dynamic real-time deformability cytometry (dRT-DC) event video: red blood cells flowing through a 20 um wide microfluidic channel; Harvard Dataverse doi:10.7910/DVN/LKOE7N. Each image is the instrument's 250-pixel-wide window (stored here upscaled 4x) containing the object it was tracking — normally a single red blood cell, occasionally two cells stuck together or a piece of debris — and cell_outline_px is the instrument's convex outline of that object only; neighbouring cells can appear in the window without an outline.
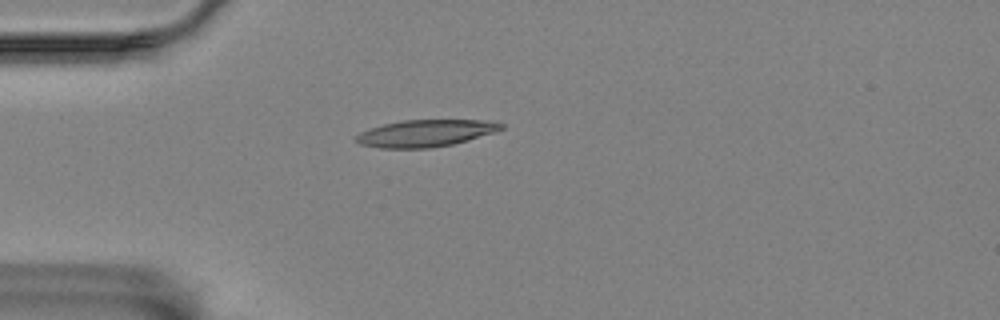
{"species": "Egyptian fruit bat (a non-hibernating species)", "species_latin": "Rousettus aegyptiacus", "temperature_condition": "room temperature", "stored_images_in_passage": 42, "camera_frame_rate_fps": 3000, "um_per_image_px": 0.085, "animal": {"sex": "female"}, "frame": {"image": 1, "passage_image": 1, "time_ms": 0.0, "image_size_px": [1000, 320], "cell_outline_px": [[504, 128], [496, 132], [468, 140], [452, 144], [428, 148], [380, 148], [360, 144], [352, 140], [360, 132], [384, 124], [404, 120], [492, 120], [504, 124]], "centroid_in_image_um": [36.19, 11.32], "position_along_channel_um": 48.8, "area_um2": 22.83}}
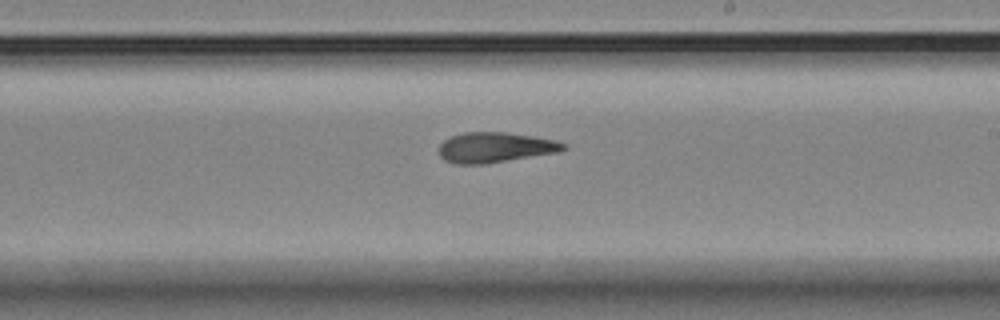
{"frame": {"image": 2, "passage_image": 19, "time_ms": 6.0, "image_size_px": [1000, 320], "cell_outline_px": [[568, 148], [556, 152], [484, 164], [456, 164], [444, 160], [440, 156], [440, 144], [444, 140], [452, 136], [464, 132], [504, 132], [532, 136], [556, 140], [568, 144]], "centroid_in_image_um": [42.09, 12.52], "position_along_channel_um": 246.9, "area_um2": 21.79}}
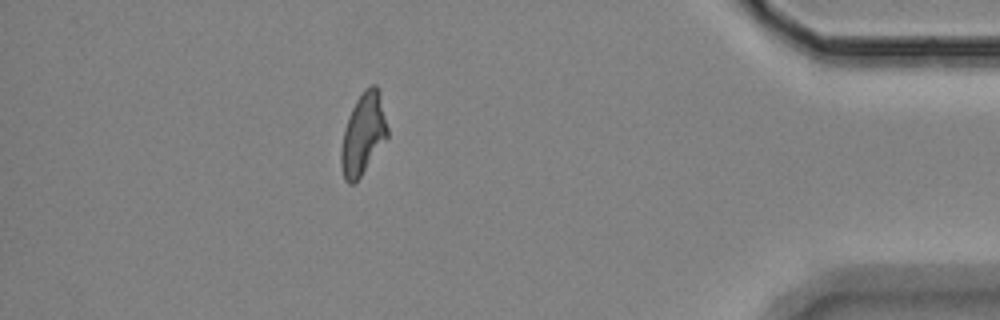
{"frame": {"image": 3, "passage_image": 36, "time_ms": 11.667, "image_size_px": [1000, 320], "cell_outline_px": [[388, 136], [360, 176], [352, 184], [348, 184], [344, 180], [340, 164], [340, 148], [344, 128], [352, 108], [356, 100], [364, 88], [372, 84], [376, 84], [380, 92], [388, 128]], "centroid_in_image_um": [30.85, 11.36], "position_along_channel_um": 404.3, "area_um2": 21.96}, "authors_computed_cell_mechanics": {"area_um2": 21.9351, "velocity_mm_per_s": 3.514, "shape_relaxation_time_tau1_ms": null, "shape_relaxation_time_tau2_ms": 2.8139, "deformation_change_tau1": null, "deformation_change_tau2": 0.1198}}